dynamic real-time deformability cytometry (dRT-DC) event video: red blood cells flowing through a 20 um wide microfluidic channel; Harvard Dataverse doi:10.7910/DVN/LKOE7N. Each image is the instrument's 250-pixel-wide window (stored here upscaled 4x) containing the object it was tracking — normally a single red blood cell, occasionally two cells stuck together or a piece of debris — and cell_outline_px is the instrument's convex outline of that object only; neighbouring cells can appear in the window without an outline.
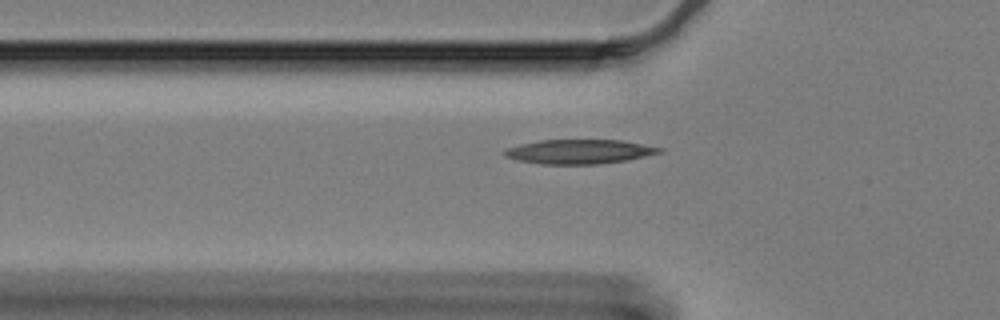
{"species": "Egyptian fruit bat (a non-hibernating species)", "species_latin": "Rousettus aegyptiacus", "temperature_condition": "cold", "stored_images_in_passage": 42, "camera_frame_rate_fps": 3000, "um_per_image_px": 0.085, "animal": {"sex": "female"}, "frame": {"image": 1, "passage_image": 8, "time_ms": 2.333, "image_size_px": [1000, 320], "cell_outline_px": [[664, 152], [624, 160], [600, 164], [540, 164], [516, 160], [504, 156], [500, 152], [504, 148], [520, 144], [540, 140], [620, 140], [664, 148]], "centroid_in_image_um": [49.17, 12.89], "position_along_channel_um": 76.6, "area_um2": 22.08}}
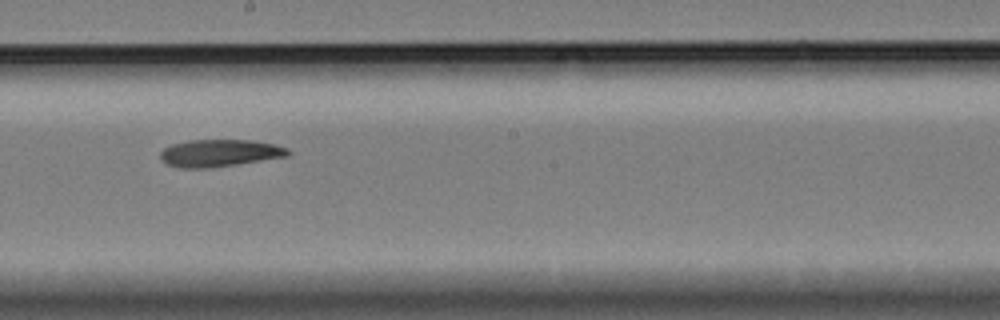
{"frame": {"image": 2, "passage_image": 22, "time_ms": 7.0, "image_size_px": [1000, 320], "cell_outline_px": [[292, 152], [288, 156], [236, 164], [208, 168], [180, 168], [168, 164], [160, 156], [160, 152], [164, 148], [172, 144], [188, 140], [252, 140], [272, 144], [288, 148]], "centroid_in_image_um": [18.67, 13.0], "position_along_channel_um": 229.5, "area_um2": 20.11}}
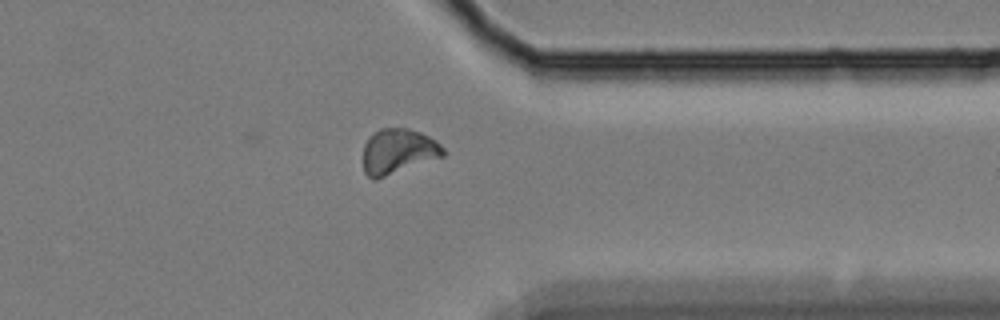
{"frame": {"image": 3, "passage_image": 36, "time_ms": 11.667, "image_size_px": [1000, 320], "cell_outline_px": [[448, 152], [444, 156], [376, 180], [372, 180], [364, 172], [364, 144], [380, 128], [408, 128], [420, 132], [436, 140]], "centroid_in_image_um": [33.87, 12.88], "position_along_channel_um": 377.5, "area_um2": 21.1}, "authors_computed_cell_mechanics": {"area_um2": 20.7213, "velocity_mm_per_s": 3.2586, "shape_relaxation_time_tau1_ms": 9.0937, "shape_relaxation_time_tau2_ms": null, "deformation_change_tau1": 0.1752, "deformation_change_tau2": null}}